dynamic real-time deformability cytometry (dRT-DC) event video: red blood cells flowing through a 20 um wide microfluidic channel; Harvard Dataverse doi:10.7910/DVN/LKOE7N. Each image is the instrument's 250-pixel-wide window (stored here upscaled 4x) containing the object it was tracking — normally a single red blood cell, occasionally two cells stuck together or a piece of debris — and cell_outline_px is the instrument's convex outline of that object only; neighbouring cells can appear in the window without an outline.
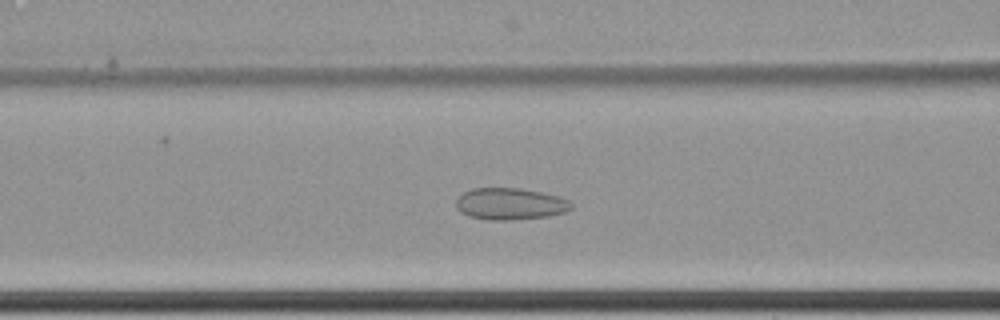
{"species": "common noctule bat (a hibernating species)", "species_latin": "Nyctalus noctula", "temperature_condition": "cold", "stored_images_in_passage": 67, "camera_frame_rate_fps": 3000, "um_per_image_px": 0.085, "animal": {"sex": "female", "body_mass_g": 22.7, "forearm_length_mm": 54.2}, "frame": {"image": 1, "passage_image": 32, "time_ms": 10.333, "image_size_px": [1000, 320], "cell_outline_px": [[572, 208], [564, 212], [548, 216], [508, 220], [488, 220], [468, 216], [460, 212], [456, 208], [456, 200], [464, 192], [472, 188], [520, 188], [540, 192], [556, 196], [568, 200], [572, 204]], "centroid_in_image_um": [43.32, 17.33], "position_along_channel_um": 123.3, "area_um2": 21.21}}
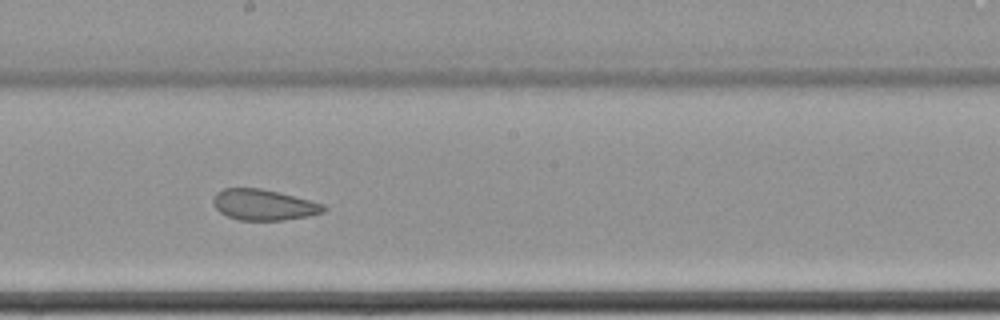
{"frame": {"image": 2, "passage_image": 41, "time_ms": 13.333, "image_size_px": [1000, 320], "cell_outline_px": [[328, 208], [324, 212], [308, 216], [284, 220], [240, 220], [228, 216], [220, 212], [212, 204], [212, 200], [216, 192], [224, 188], [260, 188], [324, 204]], "centroid_in_image_um": [22.39, 17.41], "position_along_channel_um": 225.8, "area_um2": 19.71}}
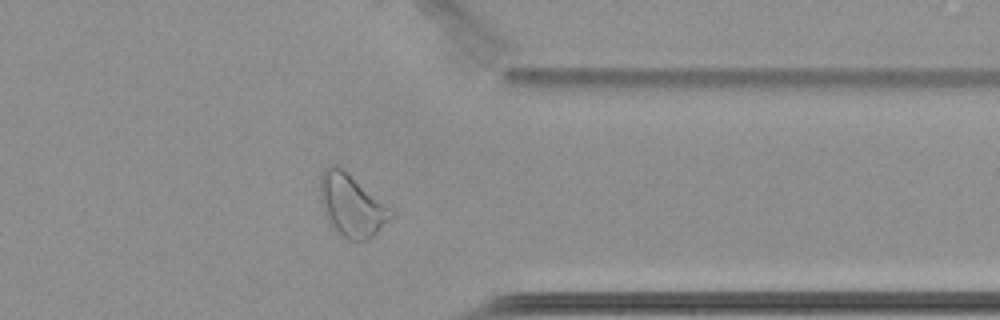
{"frame": {"image": 3, "passage_image": 55, "time_ms": 18.0, "image_size_px": [1000, 320], "cell_outline_px": [[396, 216], [368, 240], [348, 240], [328, 220], [320, 200], [320, 176], [324, 168], [332, 164], [336, 164], [396, 212]], "centroid_in_image_um": [29.92, 17.45], "position_along_channel_um": 381.5, "area_um2": 25.37}, "authors_computed_cell_mechanics": {"area_um2": 26.7036, "velocity_mm_per_s": 3.4259, "shape_relaxation_time_tau1_ms": null, "shape_relaxation_time_tau2_ms": 2.1163, "deformation_change_tau1": null, "deformation_change_tau2": 0.0782}}